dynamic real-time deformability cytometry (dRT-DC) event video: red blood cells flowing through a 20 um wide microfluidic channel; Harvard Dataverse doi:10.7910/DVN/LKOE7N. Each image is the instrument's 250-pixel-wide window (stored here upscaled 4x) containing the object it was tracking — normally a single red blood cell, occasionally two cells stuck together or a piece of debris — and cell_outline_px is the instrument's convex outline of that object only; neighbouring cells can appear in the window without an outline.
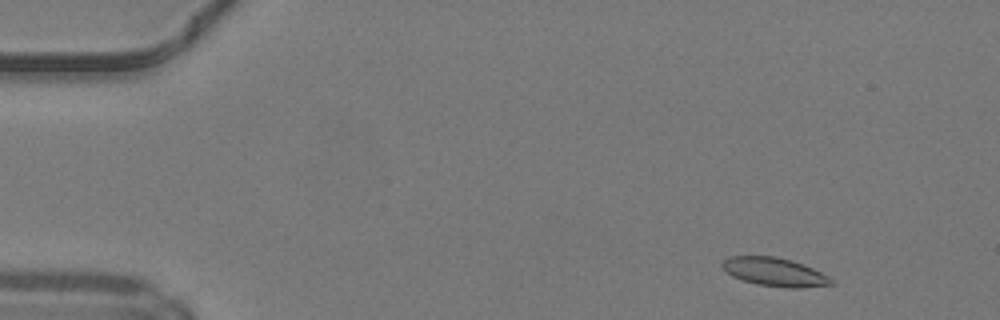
{"species": "common noctule bat (a hibernating species)", "species_latin": "Nyctalus noctula", "temperature_condition": "warm", "stored_images_in_passage": 47, "camera_frame_rate_fps": 3000, "um_per_image_px": 0.085, "animal": {"sex": "male", "body_mass_g": 19.2, "forearm_length_mm": 51.8}, "frame": {"image": 1, "passage_image": 4, "time_ms": 1.0, "image_size_px": [1000, 320], "cell_outline_px": [[836, 284], [800, 288], [788, 288], [756, 284], [732, 276], [720, 264], [728, 256], [776, 256], [792, 260], [812, 268], [828, 276]], "centroid_in_image_um": [65.85, 23.11], "position_along_channel_um": 19.2, "area_um2": 18.03}}
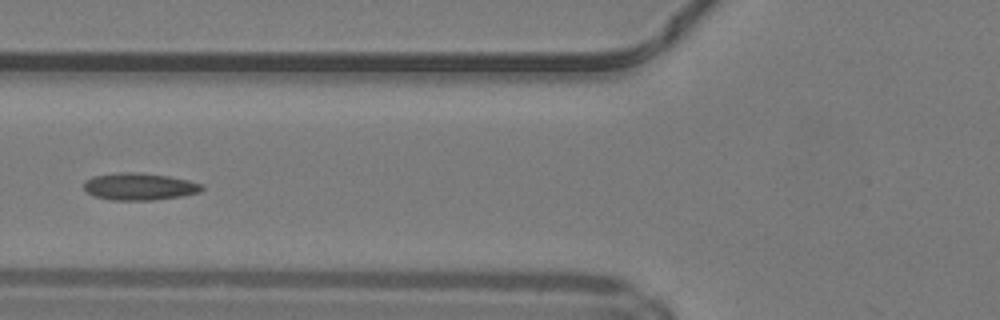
{"frame": {"image": 2, "passage_image": 18, "time_ms": 5.667, "image_size_px": [1000, 320], "cell_outline_px": [[204, 188], [200, 192], [184, 196], [152, 200], [112, 200], [96, 196], [88, 192], [84, 188], [84, 180], [92, 176], [120, 172], [136, 172], [168, 176], [188, 180], [200, 184]], "centroid_in_image_um": [11.85, 15.85], "position_along_channel_um": 114.0, "area_um2": 18.61}}
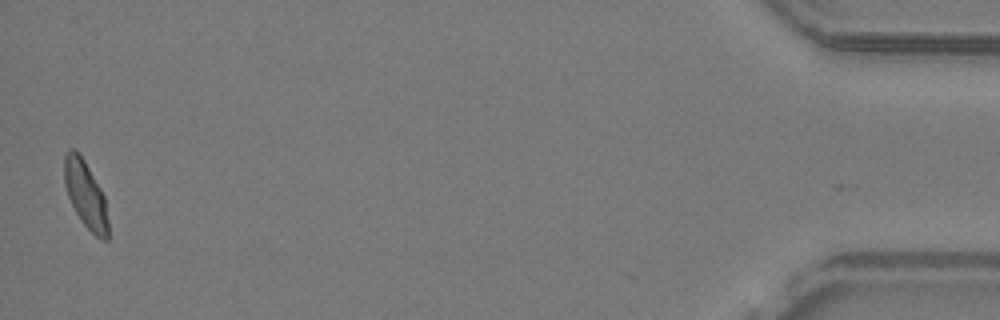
{"frame": {"image": 3, "passage_image": 47, "time_ms": 15.333, "image_size_px": [1000, 320], "cell_outline_px": [[108, 240], [100, 240], [84, 224], [76, 212], [68, 196], [64, 184], [64, 156], [68, 148], [76, 148], [80, 152], [100, 188], [104, 196], [108, 220]], "centroid_in_image_um": [7.26, 16.48], "position_along_channel_um": 427.9, "area_um2": 17.17}, "authors_computed_cell_mechanics": {"area_um2": 17.9758, "velocity_mm_per_s": 4.2086, "shape_relaxation_time_tau1_ms": 5.3779, "shape_relaxation_time_tau2_ms": 1.1727, "deformation_change_tau1": 0.1572, "deformation_change_tau2": 0.0518}}